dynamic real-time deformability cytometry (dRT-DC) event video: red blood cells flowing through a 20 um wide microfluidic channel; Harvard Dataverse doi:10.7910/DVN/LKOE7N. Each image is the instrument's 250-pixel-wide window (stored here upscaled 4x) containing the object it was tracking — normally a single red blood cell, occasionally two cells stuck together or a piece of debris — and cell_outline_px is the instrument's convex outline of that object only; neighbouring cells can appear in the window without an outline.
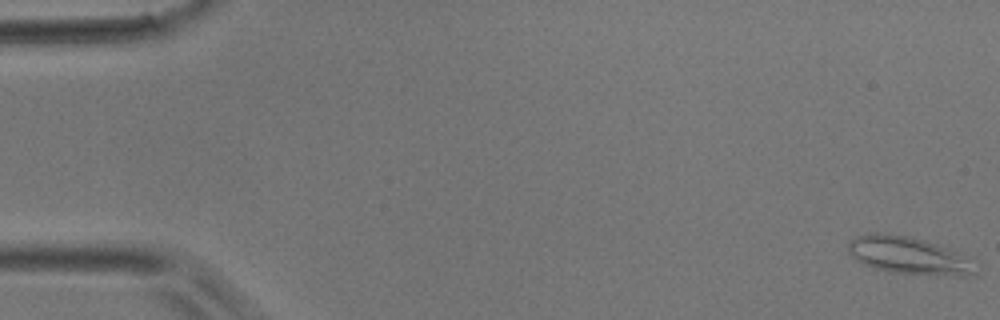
{"species": "common noctule bat (a hibernating species)", "species_latin": "Nyctalus noctula", "temperature_condition": "room temperature", "stored_images_in_passage": 5, "camera_frame_rate_fps": 3000, "um_per_image_px": 0.085, "animal": {"sex": "male", "body_mass_g": 17.9}, "frame": {"image": 1, "passage_image": 1, "time_ms": 0.0, "image_size_px": [1000, 320], "cell_outline_px": [[980, 264], [976, 276], [960, 276], [888, 272], [872, 268], [856, 260], [848, 252], [848, 240], [856, 236], [868, 232], [876, 232], [904, 236], [924, 240], [960, 252]], "centroid_in_image_um": [77.3, 21.73], "position_along_channel_um": 7.7, "area_um2": 28.32}}